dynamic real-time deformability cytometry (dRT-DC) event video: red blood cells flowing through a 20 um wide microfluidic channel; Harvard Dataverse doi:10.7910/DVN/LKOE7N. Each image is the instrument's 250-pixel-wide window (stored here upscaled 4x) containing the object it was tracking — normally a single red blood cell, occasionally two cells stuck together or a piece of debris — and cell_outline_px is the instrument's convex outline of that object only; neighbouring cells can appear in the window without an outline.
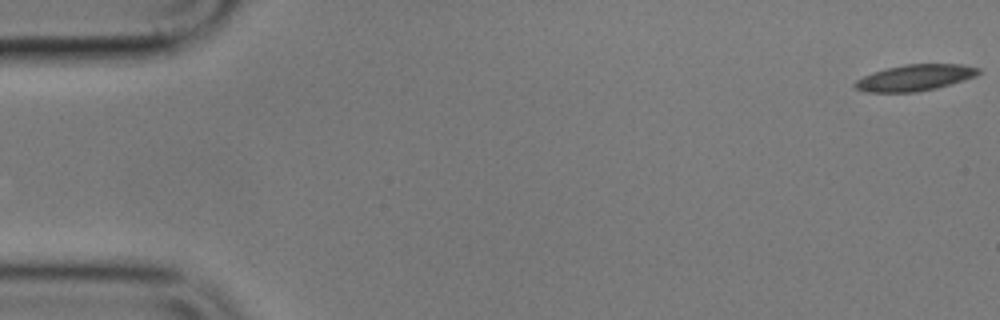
{"species": "common noctule bat (a hibernating species)", "species_latin": "Nyctalus noctula", "temperature_condition": "cold", "stored_images_in_passage": 9, "camera_frame_rate_fps": 3000, "um_per_image_px": 0.085, "animal": {"sex": "male", "body_mass_g": 17.9}, "frame": {"image": 1, "passage_image": 1, "time_ms": 0.0, "image_size_px": [1000, 320], "cell_outline_px": [[980, 72], [976, 76], [964, 80], [936, 88], [916, 92], [864, 92], [856, 88], [852, 84], [856, 80], [872, 72], [884, 68], [904, 64], [964, 64], [980, 68]], "centroid_in_image_um": [77.75, 6.59], "position_along_channel_um": 7.2, "area_um2": 19.02}}
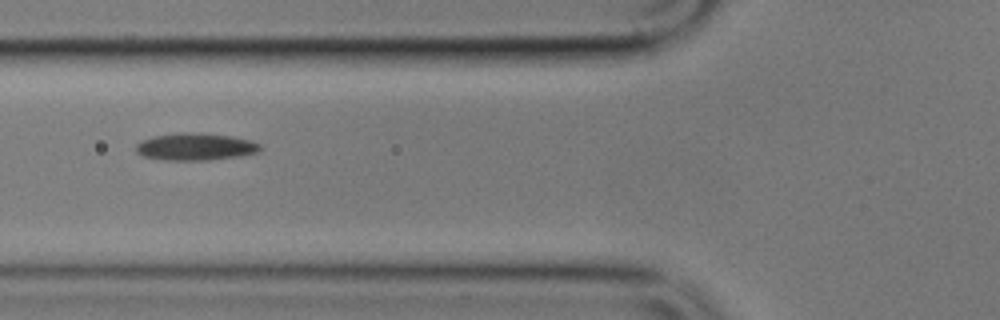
{"frame": {"image": 2, "passage_image": 6, "time_ms": 7.0, "image_size_px": [1000, 320], "cell_outline_px": [[260, 148], [256, 152], [240, 156], [208, 160], [168, 160], [144, 156], [136, 152], [136, 144], [152, 136], [180, 132], [188, 132], [232, 136], [252, 140], [260, 144]], "centroid_in_image_um": [16.61, 12.46], "position_along_channel_um": 109.2, "area_um2": 19.54}}
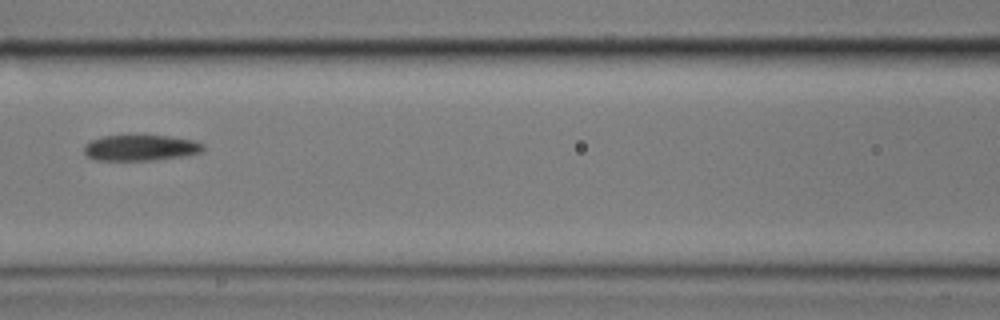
{"frame": {"image": 3, "passage_image": 7, "time_ms": 8.333, "image_size_px": [1000, 320], "cell_outline_px": [[204, 148], [200, 152], [184, 156], [156, 160], [96, 160], [88, 156], [84, 152], [84, 144], [92, 140], [104, 136], [128, 132], [168, 136], [192, 140], [204, 144]], "centroid_in_image_um": [11.92, 12.51], "position_along_channel_um": 154.7, "area_um2": 18.67}}